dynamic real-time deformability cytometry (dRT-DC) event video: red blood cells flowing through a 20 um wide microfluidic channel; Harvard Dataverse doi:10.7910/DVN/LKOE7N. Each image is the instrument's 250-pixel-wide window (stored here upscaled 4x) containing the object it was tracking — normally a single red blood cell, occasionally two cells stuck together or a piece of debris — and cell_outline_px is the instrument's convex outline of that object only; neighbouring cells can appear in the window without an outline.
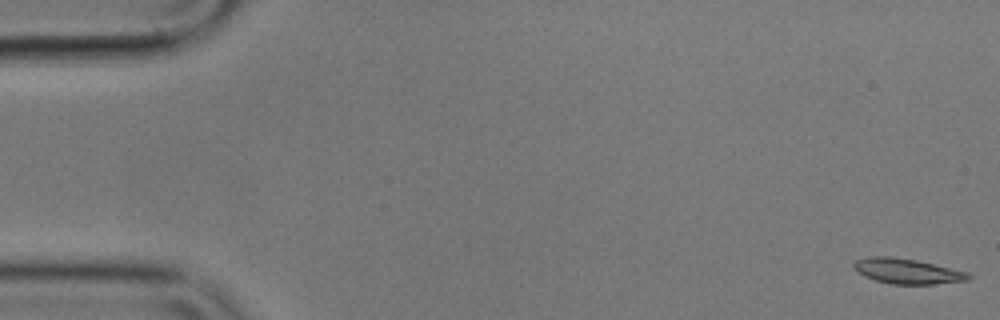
{"species": "common noctule bat (a hibernating species)", "species_latin": "Nyctalus noctula", "temperature_condition": "cold", "stored_images_in_passage": 14, "camera_frame_rate_fps": 3000, "um_per_image_px": 0.085, "animal": {"sex": "male", "body_mass_g": 17.9}, "frame": {"image": 1, "passage_image": 1, "time_ms": 0.0, "image_size_px": [1000, 320], "cell_outline_px": [[972, 276], [968, 280], [936, 284], [892, 284], [876, 280], [864, 276], [856, 272], [852, 268], [852, 264], [856, 260], [868, 256], [888, 256], [916, 260], [968, 272]], "centroid_in_image_um": [77.07, 23.05], "position_along_channel_um": 7.9, "area_um2": 16.88}}
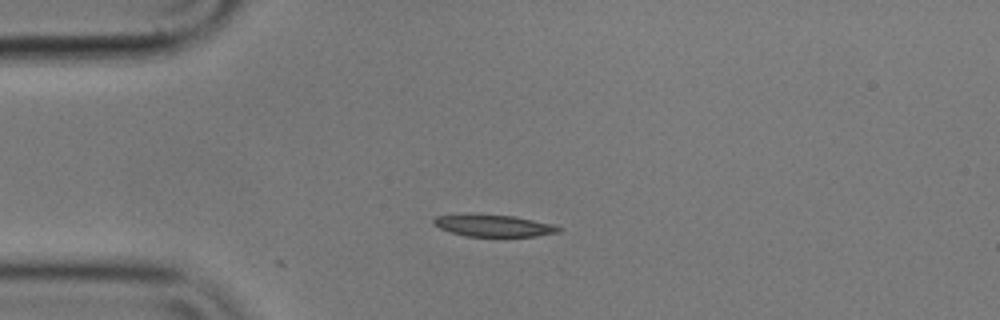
{"frame": {"image": 2, "passage_image": 14, "time_ms": 4.333, "image_size_px": [1000, 320], "cell_outline_px": [[564, 228], [560, 232], [536, 236], [464, 236], [440, 228], [432, 224], [432, 220], [436, 216], [472, 212], [512, 216], [556, 224]], "centroid_in_image_um": [41.95, 19.15], "position_along_channel_um": 43.0, "area_um2": 16.47}}